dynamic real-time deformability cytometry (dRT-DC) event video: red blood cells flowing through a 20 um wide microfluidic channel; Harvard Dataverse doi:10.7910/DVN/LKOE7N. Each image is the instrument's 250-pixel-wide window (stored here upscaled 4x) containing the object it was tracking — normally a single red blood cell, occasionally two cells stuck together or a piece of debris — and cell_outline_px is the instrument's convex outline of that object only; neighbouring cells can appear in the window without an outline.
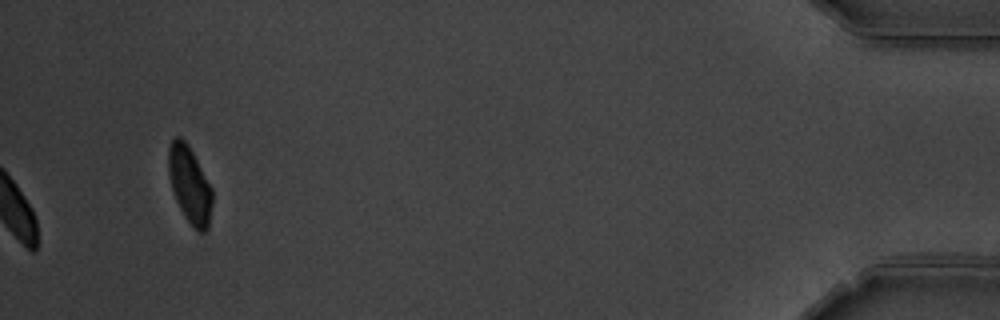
{"species": "common noctule bat (a hibernating species)", "species_latin": "Nyctalus noctula", "temperature_condition": "warm", "stored_images_in_passage": 42, "camera_frame_rate_fps": 3000, "um_per_image_px": 0.085, "animal": {"sex": "male", "body_mass_g": 19.5, "forearm_length_mm": 54.6}, "frame": {"image": 1, "passage_image": 42, "time_ms": 13.667, "image_size_px": [1000, 320], "cell_outline_px": [[212, 204], [208, 228], [204, 232], [200, 232], [184, 216], [176, 200], [168, 176], [168, 148], [172, 140], [176, 136], [180, 136], [188, 144], [212, 188]], "centroid_in_image_um": [16.11, 15.67], "position_along_channel_um": 419.1, "area_um2": 19.42}, "authors_computed_cell_mechanics": {"area_um2": 19.1896, "velocity_mm_per_s": 3.5954, "shape_relaxation_time_tau1_ms": 1.7398, "shape_relaxation_time_tau2_ms": 5.8804, "deformation_change_tau1": 0.0813, "deformation_change_tau2": 0.0657}}